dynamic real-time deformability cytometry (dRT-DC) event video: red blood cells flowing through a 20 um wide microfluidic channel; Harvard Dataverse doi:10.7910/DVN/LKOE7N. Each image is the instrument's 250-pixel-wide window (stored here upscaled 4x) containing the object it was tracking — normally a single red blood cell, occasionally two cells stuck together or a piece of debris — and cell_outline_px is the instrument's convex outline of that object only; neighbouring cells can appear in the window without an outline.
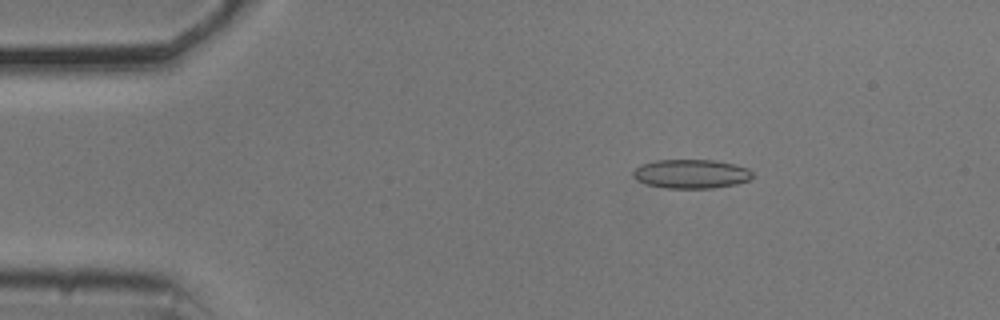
{"species": "common noctule bat (a hibernating species)", "species_latin": "Nyctalus noctula", "temperature_condition": "cold", "stored_images_in_passage": 54, "camera_frame_rate_fps": 3000, "um_per_image_px": 0.085, "animal": {"sex": "male", "body_mass_g": 20.5, "forearm_length_mm": 52.5}, "frame": {"image": 1, "passage_image": 9, "time_ms": 2.667, "image_size_px": [1000, 320], "cell_outline_px": [[752, 176], [748, 180], [736, 184], [712, 188], [664, 188], [648, 184], [636, 180], [632, 176], [632, 172], [640, 164], [656, 160], [712, 160], [736, 164], [748, 168], [752, 172]], "centroid_in_image_um": [58.73, 14.77], "position_along_channel_um": 26.3, "area_um2": 20.23}}
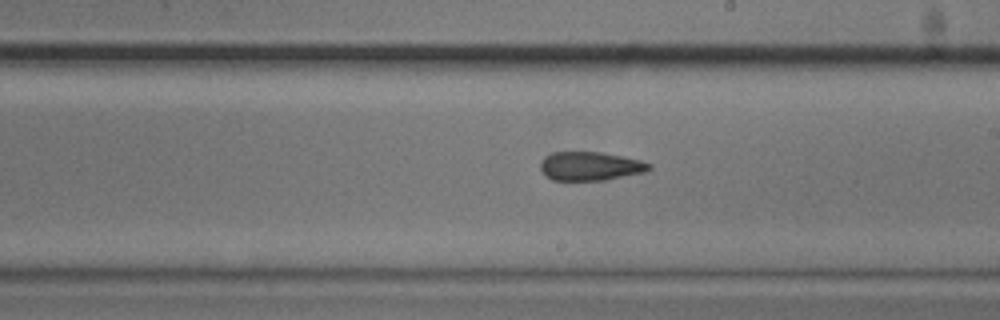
{"frame": {"image": 2, "passage_image": 31, "time_ms": 10.0, "image_size_px": [1000, 320], "cell_outline_px": [[652, 168], [644, 172], [604, 180], [552, 180], [544, 176], [540, 168], [540, 164], [544, 156], [552, 152], [600, 152], [640, 160], [652, 164]], "centroid_in_image_um": [50.13, 14.12], "position_along_channel_um": 238.9, "area_um2": 18.21}}
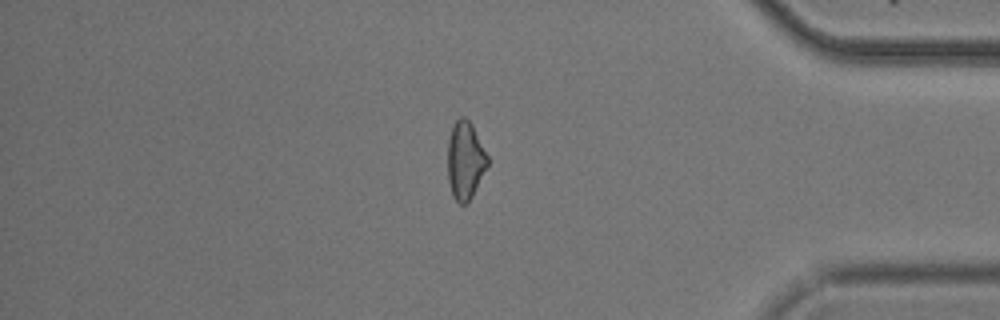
{"frame": {"image": 3, "passage_image": 46, "time_ms": 15.0, "image_size_px": [1000, 320], "cell_outline_px": [[488, 168], [472, 196], [464, 204], [460, 204], [452, 196], [448, 180], [448, 140], [452, 124], [460, 116], [464, 116], [472, 124], [488, 156]], "centroid_in_image_um": [39.54, 13.62], "position_along_channel_um": 395.7, "area_um2": 18.26}, "authors_computed_cell_mechanics": {"area_um2": 18.9295, "velocity_mm_per_s": 3.719, "shape_relaxation_time_tau1_ms": null, "shape_relaxation_time_tau2_ms": 6.2158, "deformation_change_tau1": null, "deformation_change_tau2": 0.1512}}